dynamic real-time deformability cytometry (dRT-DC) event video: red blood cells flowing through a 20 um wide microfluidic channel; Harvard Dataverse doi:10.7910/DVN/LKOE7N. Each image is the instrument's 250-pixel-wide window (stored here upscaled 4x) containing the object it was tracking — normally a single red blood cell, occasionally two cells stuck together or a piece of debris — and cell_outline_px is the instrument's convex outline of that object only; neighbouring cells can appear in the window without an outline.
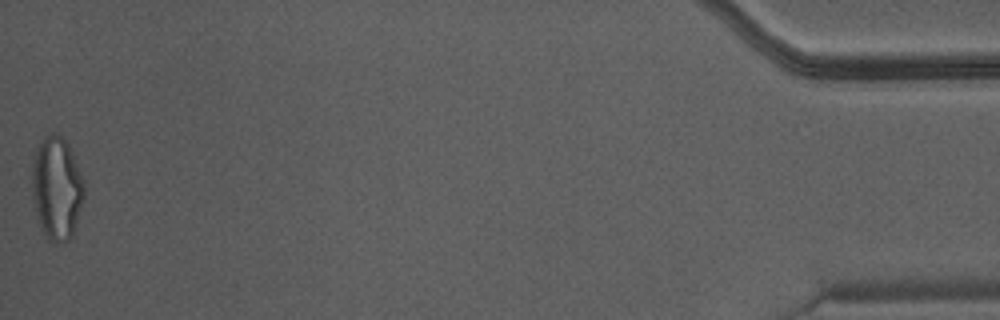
{"species": "Egyptian fruit bat (a non-hibernating species)", "species_latin": "Rousettus aegyptiacus", "temperature_condition": "warm", "stored_images_in_passage": 45, "camera_frame_rate_fps": 3000, "um_per_image_px": 0.085, "animal": {"sex": "male"}, "frame": {"image": 1, "passage_image": 45, "time_ms": 14.667, "image_size_px": [1000, 320], "cell_outline_px": [[84, 200], [72, 236], [68, 240], [60, 244], [56, 244], [48, 240], [44, 236], [36, 216], [32, 200], [32, 164], [36, 148], [52, 132], [56, 132], [64, 136], [68, 144], [84, 180]], "centroid_in_image_um": [4.82, 16.04], "position_along_channel_um": 430.4, "area_um2": 31.73}}